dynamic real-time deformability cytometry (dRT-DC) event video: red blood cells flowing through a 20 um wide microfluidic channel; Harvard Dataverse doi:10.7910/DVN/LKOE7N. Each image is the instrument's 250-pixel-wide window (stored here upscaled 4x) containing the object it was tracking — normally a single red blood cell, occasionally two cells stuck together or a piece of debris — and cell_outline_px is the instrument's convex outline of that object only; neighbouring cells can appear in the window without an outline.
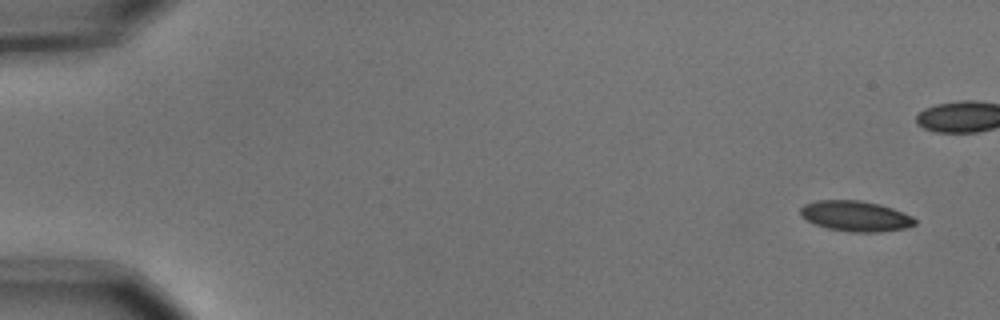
{"species": "common noctule bat (a hibernating species)", "species_latin": "Nyctalus noctula", "temperature_condition": "cold", "stored_images_in_passage": 10, "camera_frame_rate_fps": 3000, "um_per_image_px": 0.085, "animal": {"sex": "male", "body_mass_g": 15.6}, "frame": {"image": 1, "passage_image": 1, "time_ms": 0.0, "image_size_px": [1000, 320], "cell_outline_px": [[916, 224], [904, 228], [880, 232], [848, 232], [828, 228], [816, 224], [800, 216], [800, 208], [804, 204], [816, 200], [860, 200], [880, 204], [904, 212], [912, 216], [916, 220]], "centroid_in_image_um": [72.72, 18.36], "position_along_channel_um": 12.3, "area_um2": 20.4}}
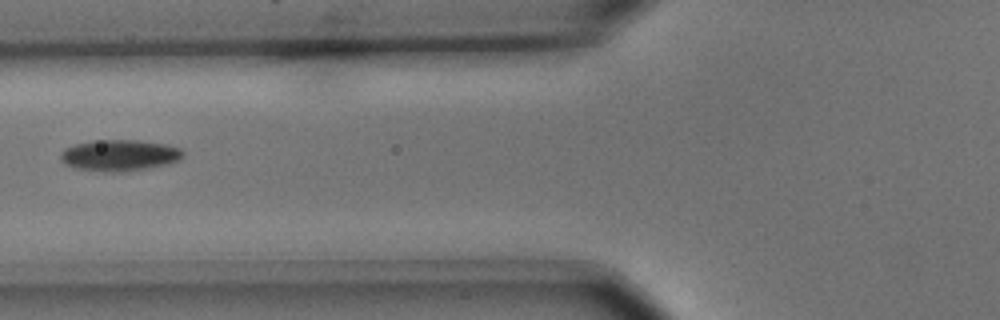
{"frame": {"image": 2, "passage_image": 7, "time_ms": 2.0, "image_size_px": [1000, 320], "cell_outline_px": [[184, 156], [180, 160], [164, 164], [124, 172], [104, 172], [76, 168], [64, 164], [60, 156], [60, 152], [64, 148], [76, 144], [96, 140], [136, 140], [164, 144], [180, 148], [184, 152]], "centroid_in_image_um": [10.13, 13.2], "position_along_channel_um": 115.7, "area_um2": 22.2}}
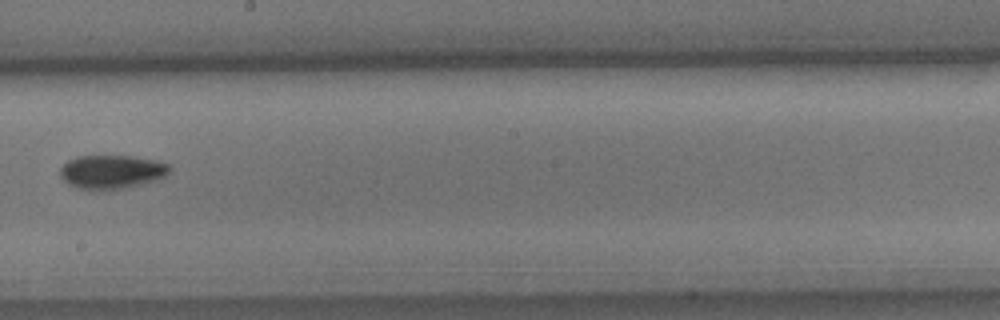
{"frame": {"image": 3, "passage_image": 10, "time_ms": 3.0, "image_size_px": [1000, 320], "cell_outline_px": [[172, 168], [168, 176], [160, 180], [128, 188], [104, 192], [76, 188], [68, 184], [60, 176], [60, 168], [68, 160], [76, 156], [132, 156], [156, 160], [168, 164]], "centroid_in_image_um": [9.53, 14.64], "position_along_channel_um": 238.7, "area_um2": 22.37}}